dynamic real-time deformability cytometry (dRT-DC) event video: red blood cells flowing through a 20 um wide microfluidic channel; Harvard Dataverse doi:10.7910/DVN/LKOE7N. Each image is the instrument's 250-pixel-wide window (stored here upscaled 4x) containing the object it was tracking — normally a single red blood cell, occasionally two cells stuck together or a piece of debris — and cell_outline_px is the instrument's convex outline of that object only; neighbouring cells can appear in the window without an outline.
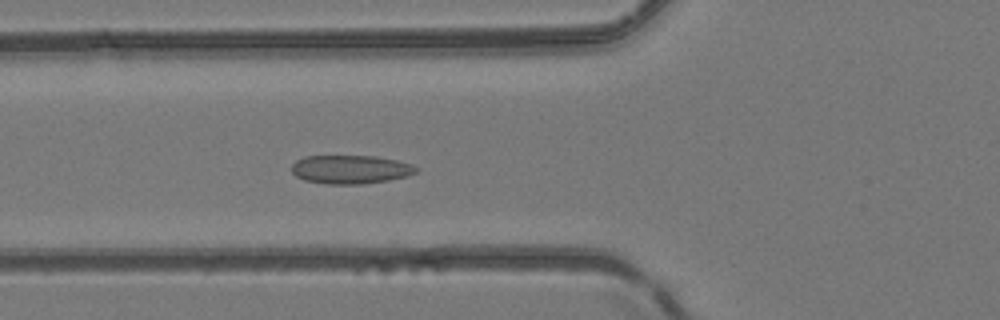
{"species": "common noctule bat (a hibernating species)", "species_latin": "Nyctalus noctula", "temperature_condition": "room temperature", "stored_images_in_passage": 40, "camera_frame_rate_fps": 3000, "um_per_image_px": 0.085, "animal": {"sex": "female", "body_mass_g": 24.6, "forearm_length_mm": 56.2}, "frame": {"image": 1, "passage_image": 8, "time_ms": 2.333, "image_size_px": [1000, 320], "cell_outline_px": [[420, 168], [416, 172], [408, 176], [388, 180], [360, 184], [328, 184], [304, 180], [296, 176], [292, 172], [292, 164], [296, 160], [304, 156], [376, 156], [396, 160], [412, 164]], "centroid_in_image_um": [29.8, 14.39], "position_along_channel_um": 96.0, "area_um2": 20.81}}
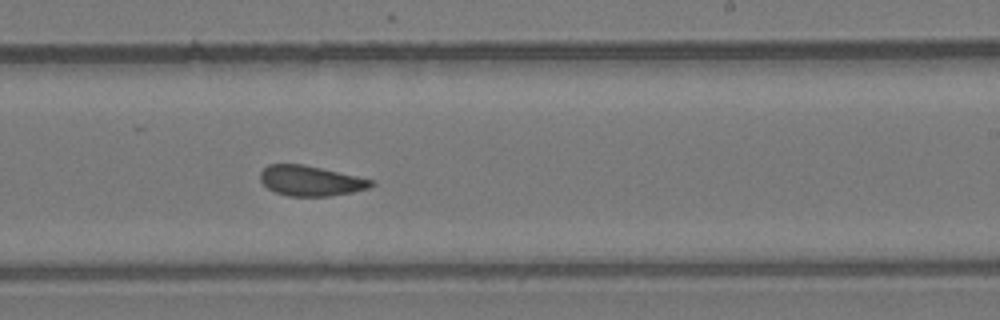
{"frame": {"image": 2, "passage_image": 20, "time_ms": 6.333, "image_size_px": [1000, 320], "cell_outline_px": [[376, 184], [368, 188], [352, 192], [328, 196], [288, 196], [276, 192], [268, 188], [260, 180], [260, 172], [268, 164], [304, 164], [356, 176], [372, 180]], "centroid_in_image_um": [26.38, 15.36], "position_along_channel_um": 262.6, "area_um2": 19.36}}
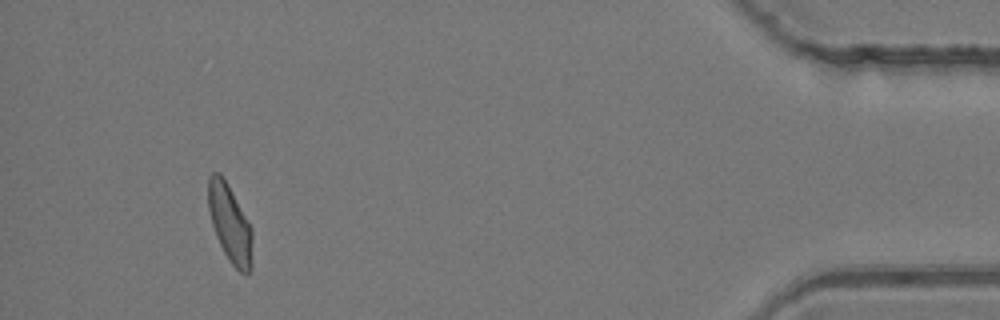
{"frame": {"image": 3, "passage_image": 36, "time_ms": 11.667, "image_size_px": [1000, 320], "cell_outline_px": [[252, 268], [248, 272], [240, 272], [228, 260], [216, 236], [212, 224], [208, 208], [208, 176], [212, 172], [220, 172], [228, 184], [252, 228]], "centroid_in_image_um": [19.54, 18.98], "position_along_channel_um": 415.7, "area_um2": 20.0}, "authors_computed_cell_mechanics": {"area_um2": 19.9988, "velocity_mm_per_s": 4.1533, "shape_relaxation_time_tau1_ms": null, "shape_relaxation_time_tau2_ms": 1.8187, "deformation_change_tau1": null, "deformation_change_tau2": 0.0736}}